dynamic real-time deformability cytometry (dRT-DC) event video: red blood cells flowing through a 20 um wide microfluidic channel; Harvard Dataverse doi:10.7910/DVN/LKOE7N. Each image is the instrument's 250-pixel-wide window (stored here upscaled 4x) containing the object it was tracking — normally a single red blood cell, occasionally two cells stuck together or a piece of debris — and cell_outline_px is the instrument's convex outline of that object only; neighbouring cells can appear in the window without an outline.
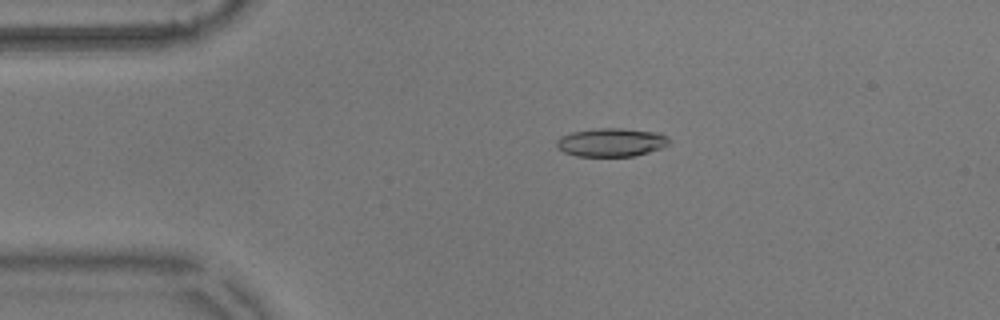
{"species": "common noctule bat (a hibernating species)", "species_latin": "Nyctalus noctula", "temperature_condition": "warm", "stored_images_in_passage": 35, "camera_frame_rate_fps": 3000, "um_per_image_px": 0.085, "animal": {"sex": "male", "body_mass_g": 17.9}, "frame": {"image": 1, "passage_image": 4, "time_ms": 1.0, "image_size_px": [1000, 320], "cell_outline_px": [[668, 144], [660, 148], [636, 156], [576, 156], [564, 152], [556, 148], [556, 140], [560, 136], [572, 132], [596, 128], [620, 128], [656, 132], [668, 136]], "centroid_in_image_um": [51.91, 12.1], "position_along_channel_um": 33.1, "area_um2": 18.67}}
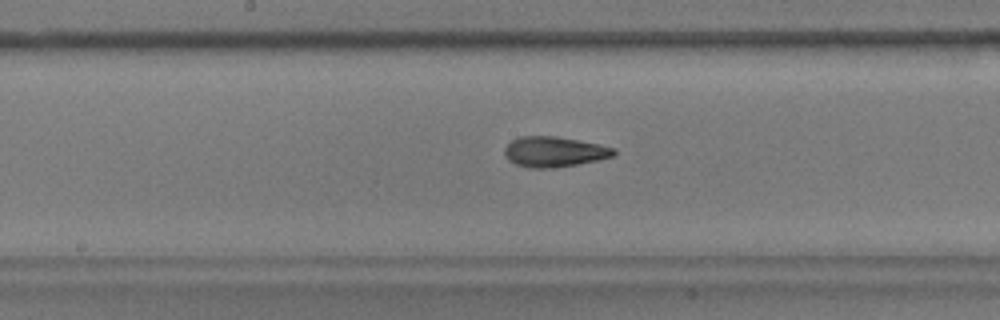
{"frame": {"image": 2, "passage_image": 21, "time_ms": 6.667, "image_size_px": [1000, 320], "cell_outline_px": [[616, 152], [612, 156], [596, 160], [576, 164], [552, 168], [532, 168], [516, 164], [508, 160], [504, 152], [504, 148], [512, 140], [520, 136], [556, 136], [600, 144], [616, 148]], "centroid_in_image_um": [47.1, 12.89], "position_along_channel_um": 201.1, "area_um2": 19.19}}
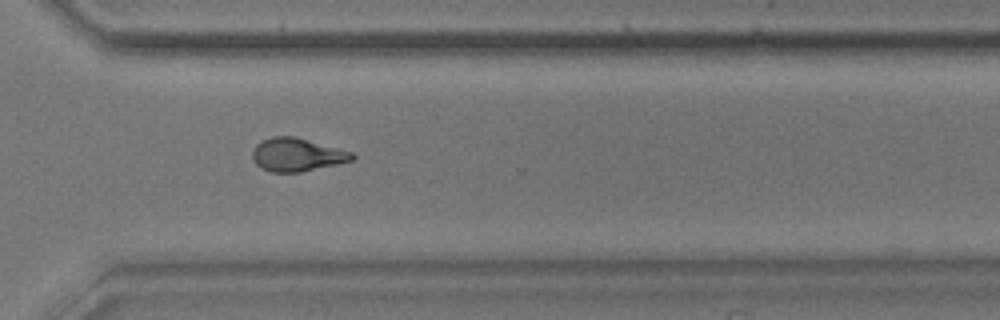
{"frame": {"image": 3, "passage_image": 33, "time_ms": 10.667, "image_size_px": [1000, 320], "cell_outline_px": [[356, 156], [352, 160], [336, 164], [300, 172], [272, 172], [260, 168], [256, 164], [252, 156], [252, 152], [256, 144], [272, 136], [292, 136], [352, 152]], "centroid_in_image_um": [25.21, 13.16], "position_along_channel_um": 345.4, "area_um2": 18.96}, "authors_computed_cell_mechanics": {"area_um2": 18.9584, "velocity_mm_per_s": 3.6163, "shape_relaxation_time_tau1_ms": 8.5507, "shape_relaxation_time_tau2_ms": 2.1755, "deformation_change_tau1": 0.2125, "deformation_change_tau2": 0.1038}}